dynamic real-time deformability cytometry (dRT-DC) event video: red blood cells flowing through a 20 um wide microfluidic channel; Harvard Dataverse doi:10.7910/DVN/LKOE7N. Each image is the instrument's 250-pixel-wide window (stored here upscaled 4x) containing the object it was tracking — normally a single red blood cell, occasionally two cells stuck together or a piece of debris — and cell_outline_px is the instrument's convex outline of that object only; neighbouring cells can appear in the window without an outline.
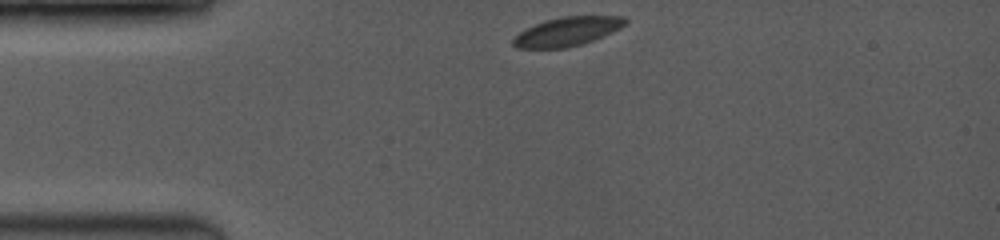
{"species": "common noctule bat (a hibernating species)", "species_latin": "Nyctalus noctula", "temperature_condition": "room temperature", "stored_images_in_passage": 9, "camera_frame_rate_fps": 3500, "um_per_image_px": 0.085, "animal": {"sex": "female", "body_mass_g": 19.0, "forearm_length_mm": 53.3}, "frame": {"image": 1, "passage_image": 1, "time_ms": 0.0, "image_size_px": [1000, 240], "cell_outline_px": [[628, 20], [624, 24], [592, 40], [580, 44], [564, 48], [516, 48], [512, 44], [512, 40], [520, 32], [536, 24], [560, 16], [624, 16]], "centroid_in_image_um": [48.16, 2.67], "position_along_channel_um": 36.8, "area_um2": 18.26}}
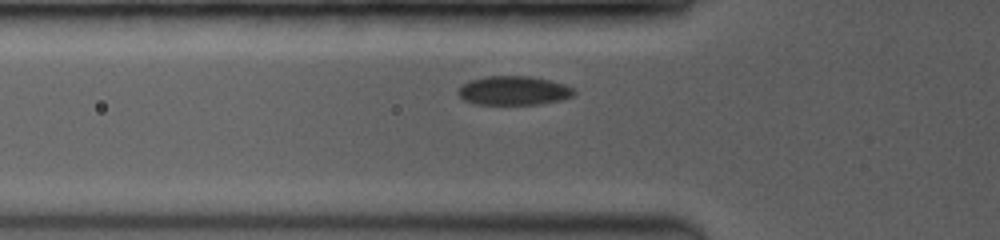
{"frame": {"image": 2, "passage_image": 6, "time_ms": 2.0, "image_size_px": [1000, 240], "cell_outline_px": [[576, 92], [572, 96], [560, 100], [540, 104], [476, 104], [464, 100], [456, 92], [464, 84], [472, 80], [484, 76], [532, 76], [564, 84], [572, 88]], "centroid_in_image_um": [43.66, 7.7], "position_along_channel_um": 82.1, "area_um2": 19.42}}
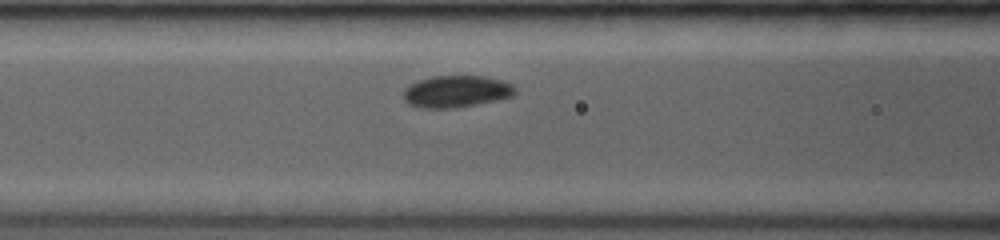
{"frame": {"image": 3, "passage_image": 8, "time_ms": 3.143, "image_size_px": [1000, 240], "cell_outline_px": [[516, 92], [512, 96], [496, 100], [456, 108], [420, 108], [408, 104], [404, 100], [404, 88], [420, 80], [432, 76], [484, 76], [500, 80], [512, 84], [516, 88]], "centroid_in_image_um": [38.78, 7.78], "position_along_channel_um": 127.8, "area_um2": 20.69}}